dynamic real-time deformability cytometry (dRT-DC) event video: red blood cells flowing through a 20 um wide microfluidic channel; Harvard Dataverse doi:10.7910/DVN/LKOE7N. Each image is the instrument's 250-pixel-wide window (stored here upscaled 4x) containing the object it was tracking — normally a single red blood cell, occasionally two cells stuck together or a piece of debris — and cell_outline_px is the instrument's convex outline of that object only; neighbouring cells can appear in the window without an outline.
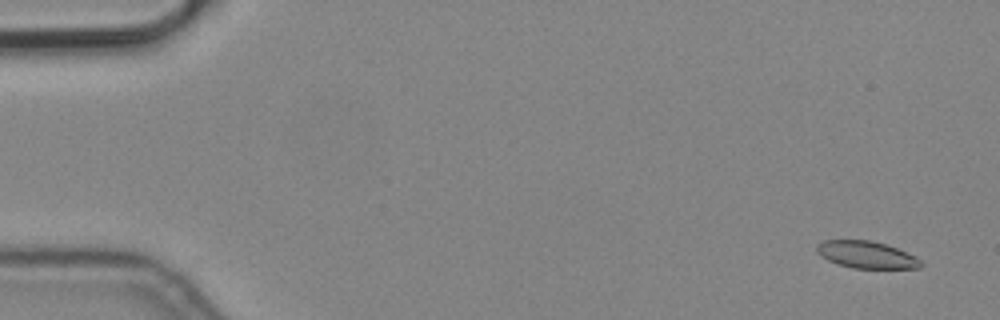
{"species": "common noctule bat (a hibernating species)", "species_latin": "Nyctalus noctula", "temperature_condition": "cold", "stored_images_in_passage": 4, "camera_frame_rate_fps": 3000, "um_per_image_px": 0.085, "animal": {"sex": "male", "body_mass_g": 19.2, "forearm_length_mm": 51.8}, "frame": {"image": 1, "passage_image": 1, "time_ms": 0.0, "image_size_px": [1000, 320], "cell_outline_px": [[924, 264], [920, 268], [852, 268], [836, 264], [820, 256], [816, 252], [816, 244], [824, 240], [872, 240], [896, 248], [920, 260]], "centroid_in_image_um": [73.58, 21.65], "position_along_channel_um": 11.4, "area_um2": 16.36}}